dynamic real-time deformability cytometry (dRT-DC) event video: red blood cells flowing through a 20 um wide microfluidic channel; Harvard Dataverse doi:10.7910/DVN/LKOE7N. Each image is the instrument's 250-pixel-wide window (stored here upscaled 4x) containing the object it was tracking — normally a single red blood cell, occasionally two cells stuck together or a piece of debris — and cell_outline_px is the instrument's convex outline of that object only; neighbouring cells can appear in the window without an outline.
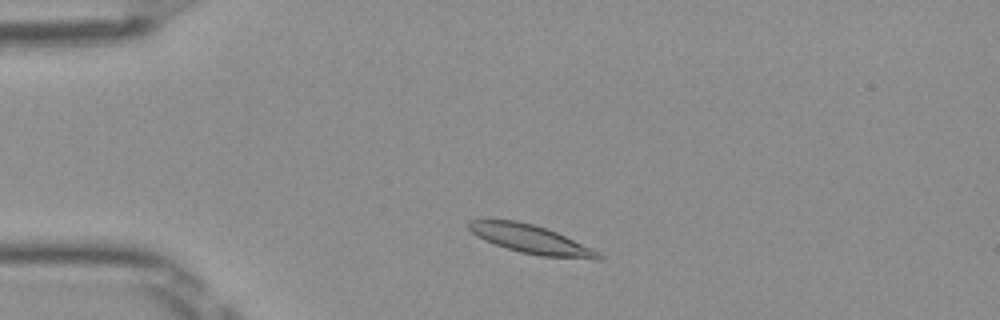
{"species": "Egyptian fruit bat (a non-hibernating species)", "species_latin": "Rousettus aegyptiacus", "temperature_condition": "room temperature", "stored_images_in_passage": 42, "camera_frame_rate_fps": 3000, "um_per_image_px": 0.085, "frame": {"image": 1, "passage_image": 5, "time_ms": 1.333, "image_size_px": [1000, 320], "cell_outline_px": [[604, 260], [596, 260], [540, 256], [520, 252], [484, 240], [476, 236], [468, 228], [468, 220], [516, 220], [532, 224], [556, 232], [592, 248], [600, 252], [604, 256]], "centroid_in_image_um": [45.19, 20.36], "position_along_channel_um": 39.8, "area_um2": 21.56}}
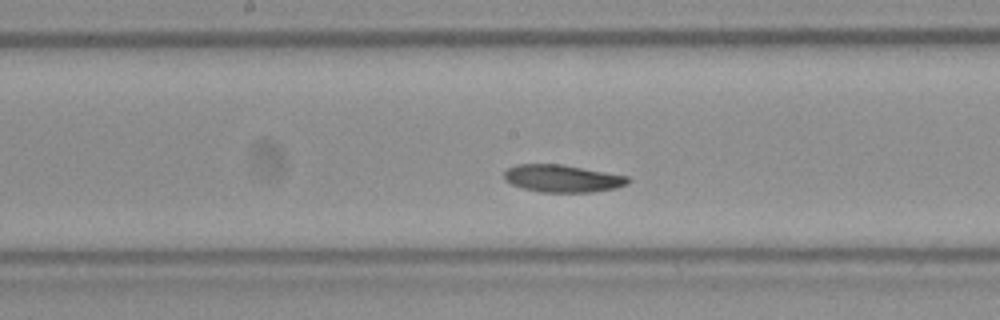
{"frame": {"image": 2, "passage_image": 20, "time_ms": 6.333, "image_size_px": [1000, 320], "cell_outline_px": [[632, 180], [628, 184], [616, 188], [592, 192], [540, 192], [524, 188], [512, 184], [504, 180], [504, 172], [508, 168], [516, 164], [560, 164], [628, 176]], "centroid_in_image_um": [47.82, 15.17], "position_along_channel_um": 200.4, "area_um2": 19.77}}
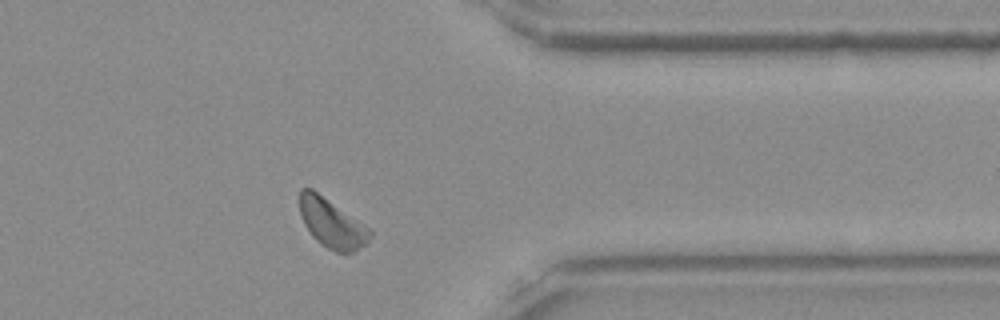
{"frame": {"image": 3, "passage_image": 35, "time_ms": 11.333, "image_size_px": [1000, 320], "cell_outline_px": [[372, 236], [364, 244], [352, 252], [336, 252], [328, 248], [316, 240], [312, 236], [304, 224], [300, 216], [300, 188], [312, 188], [368, 228], [372, 232]], "centroid_in_image_um": [28.16, 18.97], "position_along_channel_um": 383.2, "area_um2": 19.54}, "authors_computed_cell_mechanics": {"area_um2": 19.8543, "velocity_mm_per_s": 3.8727, "shape_relaxation_time_tau1_ms": 5.9452, "shape_relaxation_time_tau2_ms": 2.6675, "deformation_change_tau1": 0.1509, "deformation_change_tau2": 0.0797}}